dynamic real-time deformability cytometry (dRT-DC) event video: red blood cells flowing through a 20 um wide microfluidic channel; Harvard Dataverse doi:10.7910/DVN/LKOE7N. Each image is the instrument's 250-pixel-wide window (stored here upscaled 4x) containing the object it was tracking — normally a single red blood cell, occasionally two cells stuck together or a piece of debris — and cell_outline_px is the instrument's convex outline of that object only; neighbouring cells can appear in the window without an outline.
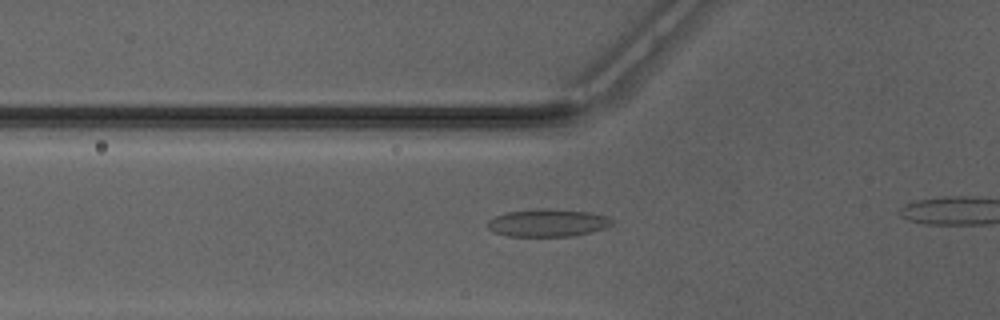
{"species": "Egyptian fruit bat (a non-hibernating species)", "species_latin": "Rousettus aegyptiacus", "temperature_condition": "warm", "stored_images_in_passage": 31, "camera_frame_rate_fps": 3000, "um_per_image_px": 0.085, "animal": {"sex": "male"}, "frame": {"image": 1, "passage_image": 8, "time_ms": 2.333, "image_size_px": [1000, 320], "cell_outline_px": [[612, 224], [604, 228], [572, 236], [508, 236], [496, 232], [488, 228], [488, 220], [504, 212], [540, 208], [548, 208], [592, 212], [608, 216], [612, 220]], "centroid_in_image_um": [46.55, 18.92], "position_along_channel_um": 79.2, "area_um2": 20.0}}
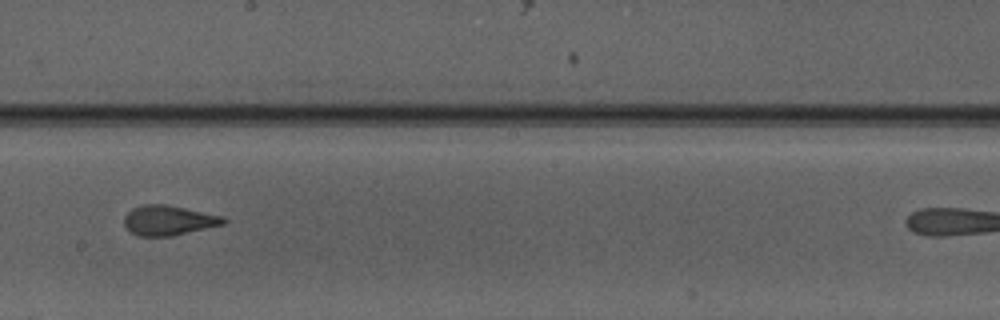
{"frame": {"image": 2, "passage_image": 19, "time_ms": 6.0, "image_size_px": [1000, 320], "cell_outline_px": [[228, 220], [224, 224], [172, 236], [140, 236], [132, 232], [124, 224], [124, 216], [132, 208], [144, 204], [164, 204], [224, 216]], "centroid_in_image_um": [14.34, 18.72], "position_along_channel_um": 233.9, "area_um2": 17.17}}
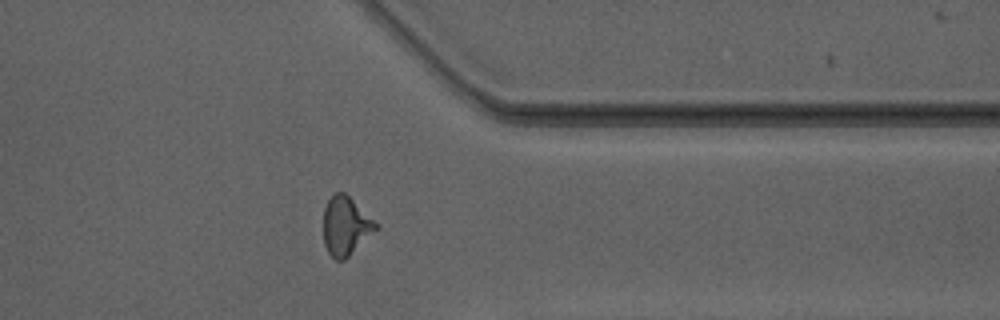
{"frame": {"image": 3, "passage_image": 30, "time_ms": 9.667, "image_size_px": [1000, 320], "cell_outline_px": [[380, 228], [344, 260], [336, 260], [328, 252], [324, 244], [324, 208], [328, 200], [336, 192], [344, 192], [380, 224]], "centroid_in_image_um": [29.42, 19.21], "position_along_channel_um": 382.0, "area_um2": 18.03}}